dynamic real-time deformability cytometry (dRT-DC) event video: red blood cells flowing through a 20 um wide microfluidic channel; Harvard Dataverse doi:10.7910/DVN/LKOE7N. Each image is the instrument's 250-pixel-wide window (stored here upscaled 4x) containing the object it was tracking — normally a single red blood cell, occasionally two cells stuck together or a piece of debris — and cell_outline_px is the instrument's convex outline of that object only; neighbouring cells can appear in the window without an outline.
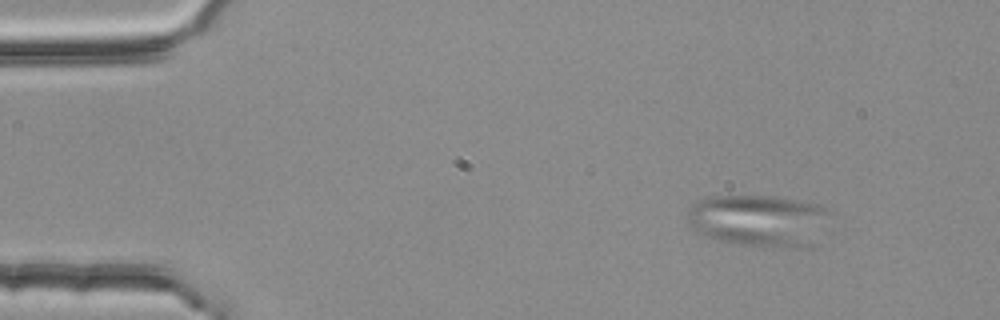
{"species": "common noctule bat (a hibernating species)", "species_latin": "Nyctalus noctula", "temperature_condition": "room temperature", "stored_images_in_passage": 3, "camera_frame_rate_fps": 3000, "um_per_image_px": 0.085, "animal": {"sex": "female", "body_mass_g": 25.1}, "frame": {"image": 1, "passage_image": 1, "time_ms": 0.0, "image_size_px": [1000, 320], "cell_outline_px": [[832, 212], [808, 248], [764, 248], [716, 240], [708, 236], [696, 228], [688, 220], [684, 212], [692, 204], [708, 196], [772, 196], [800, 200], [820, 204]], "centroid_in_image_um": [64.51, 18.74], "position_along_channel_um": 20.5, "area_um2": 43.35}}